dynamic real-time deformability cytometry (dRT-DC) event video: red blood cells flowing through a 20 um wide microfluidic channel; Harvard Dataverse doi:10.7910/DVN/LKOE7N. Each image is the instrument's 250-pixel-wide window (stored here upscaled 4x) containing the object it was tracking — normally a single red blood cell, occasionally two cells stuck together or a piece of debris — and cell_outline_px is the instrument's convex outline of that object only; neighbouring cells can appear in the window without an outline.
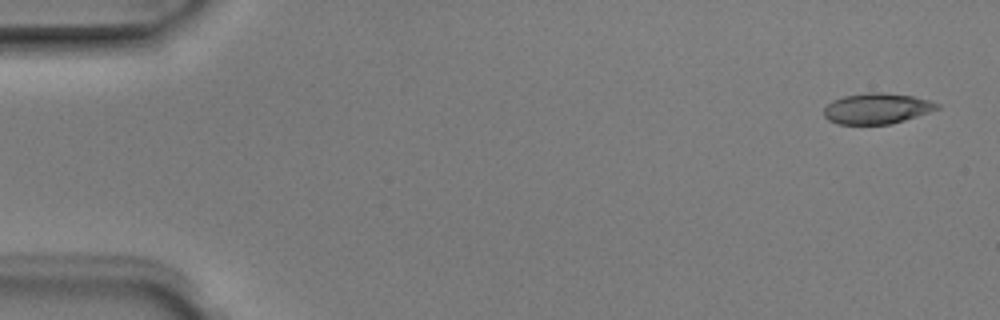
{"species": "Egyptian fruit bat (a non-hibernating species)", "species_latin": "Rousettus aegyptiacus", "temperature_condition": "room temperature", "stored_images_in_passage": 6, "segment_of_instrument_passage": [2, 2], "camera_frame_rate_fps": 3000, "um_per_image_px": 0.085, "animal": {"sex": "male"}, "frame": {"image": 1, "passage_image": 6, "time_ms": 1.667, "image_size_px": [1000, 320], "cell_outline_px": [[940, 108], [892, 124], [836, 124], [828, 120], [824, 116], [824, 108], [832, 100], [844, 96], [868, 92], [884, 92], [912, 96], [928, 100], [940, 104]], "centroid_in_image_um": [74.51, 9.22], "position_along_channel_um": 10.5, "area_um2": 20.23}}